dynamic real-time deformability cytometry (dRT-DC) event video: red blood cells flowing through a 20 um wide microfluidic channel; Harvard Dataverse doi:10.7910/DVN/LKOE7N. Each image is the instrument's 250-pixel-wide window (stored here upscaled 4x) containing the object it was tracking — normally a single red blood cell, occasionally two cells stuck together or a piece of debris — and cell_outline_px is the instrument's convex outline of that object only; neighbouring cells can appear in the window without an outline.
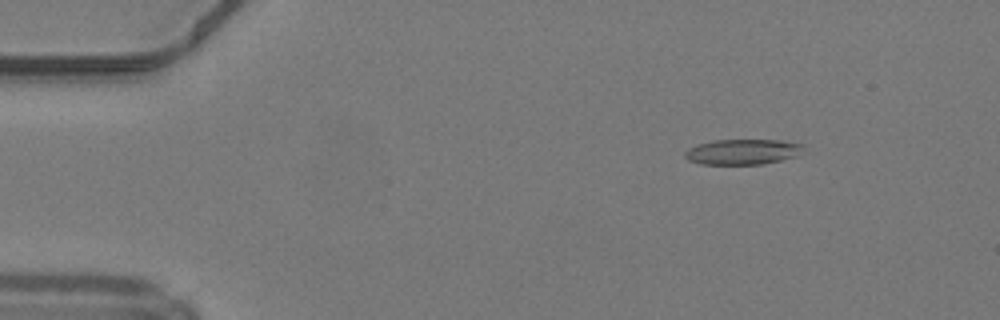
{"species": "common noctule bat (a hibernating species)", "species_latin": "Nyctalus noctula", "temperature_condition": "warm", "stored_images_in_passage": 49, "camera_frame_rate_fps": 3000, "um_per_image_px": 0.085, "animal": {"sex": "male", "body_mass_g": 19.2, "forearm_length_mm": 51.8}, "frame": {"image": 1, "passage_image": 7, "time_ms": 2.0, "image_size_px": [1000, 320], "cell_outline_px": [[804, 144], [796, 156], [764, 164], [700, 164], [688, 160], [684, 156], [684, 152], [688, 148], [696, 144], [712, 140], [780, 140]], "centroid_in_image_um": [63.06, 12.9], "position_along_channel_um": 21.9, "area_um2": 17.51}}
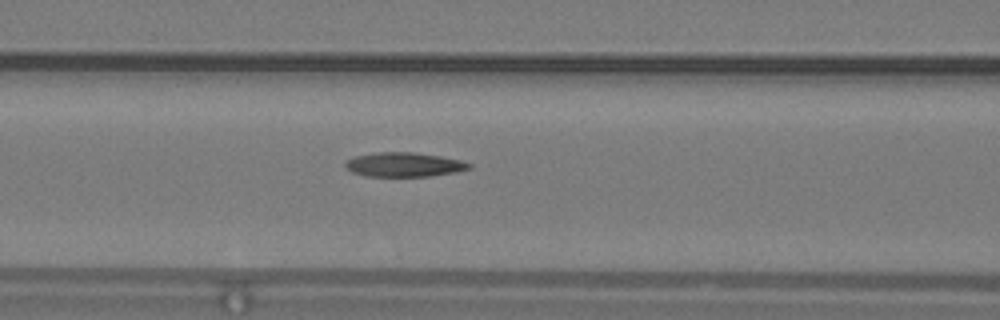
{"frame": {"image": 2, "passage_image": 21, "time_ms": 6.667, "image_size_px": [1000, 320], "cell_outline_px": [[472, 168], [456, 172], [428, 176], [364, 176], [352, 172], [344, 164], [352, 156], [376, 152], [412, 152], [440, 156], [460, 160], [472, 164]], "centroid_in_image_um": [34.34, 13.99], "position_along_channel_um": 132.3, "area_um2": 17.51}}
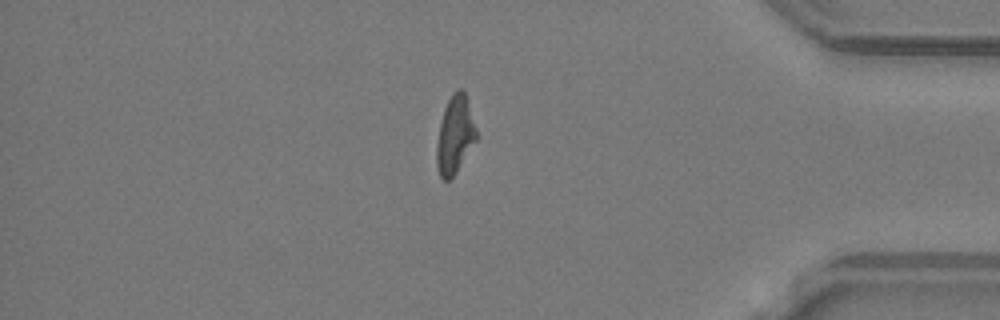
{"frame": {"image": 3, "passage_image": 42, "time_ms": 13.667, "image_size_px": [1000, 320], "cell_outline_px": [[476, 140], [456, 172], [448, 180], [444, 180], [440, 176], [436, 164], [436, 144], [440, 124], [444, 108], [452, 92], [460, 88], [464, 92], [476, 128]], "centroid_in_image_um": [38.64, 11.47], "position_along_channel_um": 396.6, "area_um2": 17.63}, "authors_computed_cell_mechanics": {"area_um2": 17.8602, "velocity_mm_per_s": 4.2338, "shape_relaxation_time_tau1_ms": null, "shape_relaxation_time_tau2_ms": 3.0244, "deformation_change_tau1": null, "deformation_change_tau2": 0.1224}}